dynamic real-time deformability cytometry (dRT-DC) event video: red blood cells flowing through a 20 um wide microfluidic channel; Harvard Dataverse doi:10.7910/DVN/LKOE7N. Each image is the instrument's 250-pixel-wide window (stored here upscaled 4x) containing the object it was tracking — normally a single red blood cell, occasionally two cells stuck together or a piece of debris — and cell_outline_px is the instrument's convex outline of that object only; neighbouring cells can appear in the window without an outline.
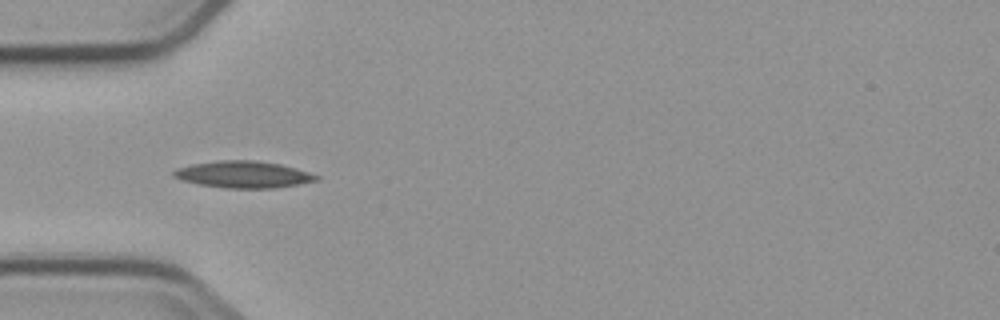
{"species": "common noctule bat (a hibernating species)", "species_latin": "Nyctalus noctula", "temperature_condition": "cold", "stored_images_in_passage": 1, "camera_frame_rate_fps": 3000, "um_per_image_px": 0.085, "animal": {"sex": "male", "body_mass_g": 23.1, "forearm_length_mm": 52.7}, "frame": {"image": 1, "passage_image": 1, "time_ms": 0.0, "image_size_px": [1000, 320], "cell_outline_px": [[320, 180], [276, 188], [228, 188], [200, 184], [184, 180], [172, 176], [172, 172], [180, 168], [192, 164], [216, 160], [256, 160], [280, 164], [296, 168], [320, 176]], "centroid_in_image_um": [20.73, 14.82], "position_along_channel_um": 64.3, "area_um2": 22.14}}